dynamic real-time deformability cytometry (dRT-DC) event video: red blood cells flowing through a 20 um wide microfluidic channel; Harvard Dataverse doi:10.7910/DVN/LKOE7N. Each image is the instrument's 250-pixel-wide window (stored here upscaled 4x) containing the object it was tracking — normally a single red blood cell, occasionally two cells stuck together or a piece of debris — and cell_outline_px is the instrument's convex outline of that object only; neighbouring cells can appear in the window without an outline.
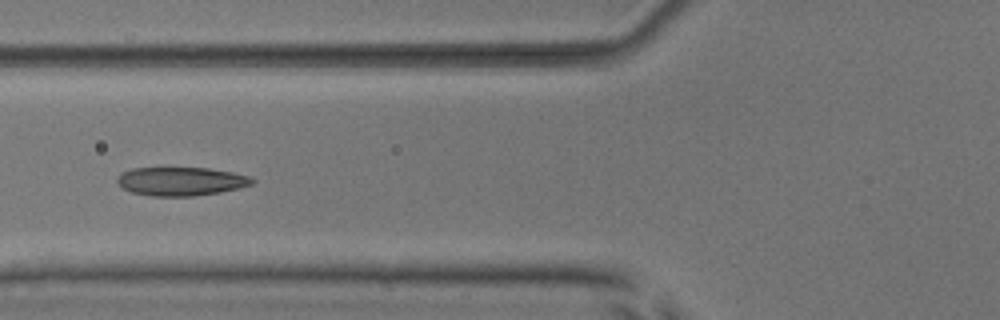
{"species": "common noctule bat (a hibernating species)", "species_latin": "Nyctalus noctula", "temperature_condition": "room temperature", "stored_images_in_passage": 7, "camera_frame_rate_fps": 3000, "um_per_image_px": 0.085, "animal": {"sex": "male", "body_mass_g": 17.9, "forearm_length_mm": 54.2}, "frame": {"image": 1, "passage_image": 5, "time_ms": 4.667, "image_size_px": [1000, 320], "cell_outline_px": [[256, 180], [252, 184], [240, 188], [220, 192], [196, 196], [148, 196], [132, 192], [120, 188], [116, 180], [120, 172], [132, 168], [208, 168], [232, 172], [248, 176]], "centroid_in_image_um": [15.34, 15.42], "position_along_channel_um": 110.5, "area_um2": 22.72}}
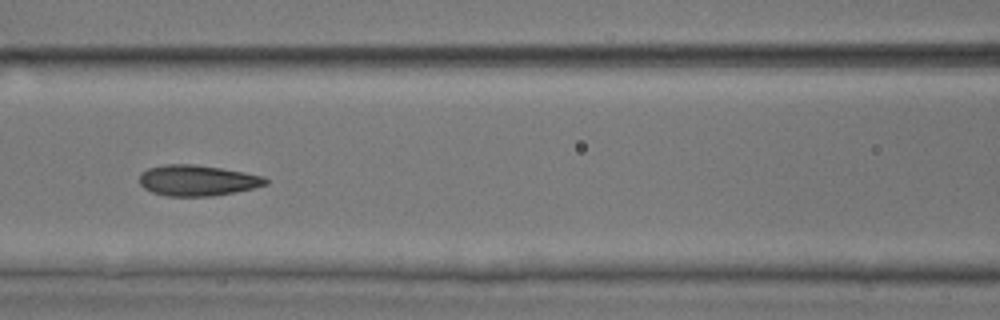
{"frame": {"image": 2, "passage_image": 6, "time_ms": 5.667, "image_size_px": [1000, 320], "cell_outline_px": [[268, 184], [252, 188], [212, 196], [168, 196], [152, 192], [144, 188], [140, 184], [140, 172], [148, 168], [164, 164], [192, 164], [220, 168], [244, 172], [264, 176], [268, 180]], "centroid_in_image_um": [16.75, 15.33], "position_along_channel_um": 149.8, "area_um2": 22.54}}